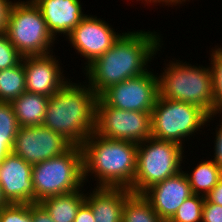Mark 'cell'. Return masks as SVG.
I'll use <instances>...</instances> for the list:
<instances>
[{
    "instance_id": "31",
    "label": "cell",
    "mask_w": 222,
    "mask_h": 222,
    "mask_svg": "<svg viewBox=\"0 0 222 222\" xmlns=\"http://www.w3.org/2000/svg\"><path fill=\"white\" fill-rule=\"evenodd\" d=\"M220 126L219 128H216V137L214 140V158L213 160L220 166L221 170H222V121L220 122Z\"/></svg>"
},
{
    "instance_id": "9",
    "label": "cell",
    "mask_w": 222,
    "mask_h": 222,
    "mask_svg": "<svg viewBox=\"0 0 222 222\" xmlns=\"http://www.w3.org/2000/svg\"><path fill=\"white\" fill-rule=\"evenodd\" d=\"M151 112L121 110L97 99L94 133L98 136L140 143L151 138Z\"/></svg>"
},
{
    "instance_id": "1",
    "label": "cell",
    "mask_w": 222,
    "mask_h": 222,
    "mask_svg": "<svg viewBox=\"0 0 222 222\" xmlns=\"http://www.w3.org/2000/svg\"><path fill=\"white\" fill-rule=\"evenodd\" d=\"M153 31L124 32L103 55L84 68L90 88L100 96L110 86L146 72L148 62L161 47Z\"/></svg>"
},
{
    "instance_id": "25",
    "label": "cell",
    "mask_w": 222,
    "mask_h": 222,
    "mask_svg": "<svg viewBox=\"0 0 222 222\" xmlns=\"http://www.w3.org/2000/svg\"><path fill=\"white\" fill-rule=\"evenodd\" d=\"M211 69L213 74V95L215 99V113H222V48L212 49Z\"/></svg>"
},
{
    "instance_id": "19",
    "label": "cell",
    "mask_w": 222,
    "mask_h": 222,
    "mask_svg": "<svg viewBox=\"0 0 222 222\" xmlns=\"http://www.w3.org/2000/svg\"><path fill=\"white\" fill-rule=\"evenodd\" d=\"M82 190L45 198L39 203L54 222H73L79 207L85 202L86 194Z\"/></svg>"
},
{
    "instance_id": "27",
    "label": "cell",
    "mask_w": 222,
    "mask_h": 222,
    "mask_svg": "<svg viewBox=\"0 0 222 222\" xmlns=\"http://www.w3.org/2000/svg\"><path fill=\"white\" fill-rule=\"evenodd\" d=\"M23 56L9 41L7 35L0 34V70L18 65Z\"/></svg>"
},
{
    "instance_id": "13",
    "label": "cell",
    "mask_w": 222,
    "mask_h": 222,
    "mask_svg": "<svg viewBox=\"0 0 222 222\" xmlns=\"http://www.w3.org/2000/svg\"><path fill=\"white\" fill-rule=\"evenodd\" d=\"M32 167L13 152L0 163V186L8 204L35 203Z\"/></svg>"
},
{
    "instance_id": "14",
    "label": "cell",
    "mask_w": 222,
    "mask_h": 222,
    "mask_svg": "<svg viewBox=\"0 0 222 222\" xmlns=\"http://www.w3.org/2000/svg\"><path fill=\"white\" fill-rule=\"evenodd\" d=\"M61 68L53 52L24 57L26 92L47 97L56 93L68 82Z\"/></svg>"
},
{
    "instance_id": "33",
    "label": "cell",
    "mask_w": 222,
    "mask_h": 222,
    "mask_svg": "<svg viewBox=\"0 0 222 222\" xmlns=\"http://www.w3.org/2000/svg\"><path fill=\"white\" fill-rule=\"evenodd\" d=\"M205 198L211 203L222 206V178Z\"/></svg>"
},
{
    "instance_id": "18",
    "label": "cell",
    "mask_w": 222,
    "mask_h": 222,
    "mask_svg": "<svg viewBox=\"0 0 222 222\" xmlns=\"http://www.w3.org/2000/svg\"><path fill=\"white\" fill-rule=\"evenodd\" d=\"M49 97L24 92L11 105L20 127L42 126Z\"/></svg>"
},
{
    "instance_id": "21",
    "label": "cell",
    "mask_w": 222,
    "mask_h": 222,
    "mask_svg": "<svg viewBox=\"0 0 222 222\" xmlns=\"http://www.w3.org/2000/svg\"><path fill=\"white\" fill-rule=\"evenodd\" d=\"M26 92L24 57L11 68L0 70V101L11 102Z\"/></svg>"
},
{
    "instance_id": "6",
    "label": "cell",
    "mask_w": 222,
    "mask_h": 222,
    "mask_svg": "<svg viewBox=\"0 0 222 222\" xmlns=\"http://www.w3.org/2000/svg\"><path fill=\"white\" fill-rule=\"evenodd\" d=\"M183 152L184 146L153 137L138 143L136 173L129 190L143 194L151 186L180 172Z\"/></svg>"
},
{
    "instance_id": "24",
    "label": "cell",
    "mask_w": 222,
    "mask_h": 222,
    "mask_svg": "<svg viewBox=\"0 0 222 222\" xmlns=\"http://www.w3.org/2000/svg\"><path fill=\"white\" fill-rule=\"evenodd\" d=\"M19 127L11 103L0 101V143H14Z\"/></svg>"
},
{
    "instance_id": "16",
    "label": "cell",
    "mask_w": 222,
    "mask_h": 222,
    "mask_svg": "<svg viewBox=\"0 0 222 222\" xmlns=\"http://www.w3.org/2000/svg\"><path fill=\"white\" fill-rule=\"evenodd\" d=\"M40 9L47 29L55 38L57 34L67 37L85 16L80 0H33Z\"/></svg>"
},
{
    "instance_id": "35",
    "label": "cell",
    "mask_w": 222,
    "mask_h": 222,
    "mask_svg": "<svg viewBox=\"0 0 222 222\" xmlns=\"http://www.w3.org/2000/svg\"><path fill=\"white\" fill-rule=\"evenodd\" d=\"M8 203L4 200L2 191H1V186H0V207L7 205Z\"/></svg>"
},
{
    "instance_id": "15",
    "label": "cell",
    "mask_w": 222,
    "mask_h": 222,
    "mask_svg": "<svg viewBox=\"0 0 222 222\" xmlns=\"http://www.w3.org/2000/svg\"><path fill=\"white\" fill-rule=\"evenodd\" d=\"M162 221H169L183 202L193 195L185 171L159 182L142 194Z\"/></svg>"
},
{
    "instance_id": "12",
    "label": "cell",
    "mask_w": 222,
    "mask_h": 222,
    "mask_svg": "<svg viewBox=\"0 0 222 222\" xmlns=\"http://www.w3.org/2000/svg\"><path fill=\"white\" fill-rule=\"evenodd\" d=\"M106 21L95 16L85 15L71 34L66 37L70 44L87 62L85 68L108 51L120 37Z\"/></svg>"
},
{
    "instance_id": "4",
    "label": "cell",
    "mask_w": 222,
    "mask_h": 222,
    "mask_svg": "<svg viewBox=\"0 0 222 222\" xmlns=\"http://www.w3.org/2000/svg\"><path fill=\"white\" fill-rule=\"evenodd\" d=\"M171 61L158 77L159 96L198 106L208 116L215 114L211 67Z\"/></svg>"
},
{
    "instance_id": "30",
    "label": "cell",
    "mask_w": 222,
    "mask_h": 222,
    "mask_svg": "<svg viewBox=\"0 0 222 222\" xmlns=\"http://www.w3.org/2000/svg\"><path fill=\"white\" fill-rule=\"evenodd\" d=\"M32 222H54L40 203H32Z\"/></svg>"
},
{
    "instance_id": "8",
    "label": "cell",
    "mask_w": 222,
    "mask_h": 222,
    "mask_svg": "<svg viewBox=\"0 0 222 222\" xmlns=\"http://www.w3.org/2000/svg\"><path fill=\"white\" fill-rule=\"evenodd\" d=\"M5 34L23 57L53 52L55 39L33 0L14 2Z\"/></svg>"
},
{
    "instance_id": "23",
    "label": "cell",
    "mask_w": 222,
    "mask_h": 222,
    "mask_svg": "<svg viewBox=\"0 0 222 222\" xmlns=\"http://www.w3.org/2000/svg\"><path fill=\"white\" fill-rule=\"evenodd\" d=\"M204 200V196L191 195L168 222H202Z\"/></svg>"
},
{
    "instance_id": "34",
    "label": "cell",
    "mask_w": 222,
    "mask_h": 222,
    "mask_svg": "<svg viewBox=\"0 0 222 222\" xmlns=\"http://www.w3.org/2000/svg\"><path fill=\"white\" fill-rule=\"evenodd\" d=\"M14 143H0V163L12 152Z\"/></svg>"
},
{
    "instance_id": "3",
    "label": "cell",
    "mask_w": 222,
    "mask_h": 222,
    "mask_svg": "<svg viewBox=\"0 0 222 222\" xmlns=\"http://www.w3.org/2000/svg\"><path fill=\"white\" fill-rule=\"evenodd\" d=\"M83 177L96 176L97 187L130 189L136 173L138 144L109 139L94 132L82 145ZM91 174V175H89ZM86 179V180H85Z\"/></svg>"
},
{
    "instance_id": "11",
    "label": "cell",
    "mask_w": 222,
    "mask_h": 222,
    "mask_svg": "<svg viewBox=\"0 0 222 222\" xmlns=\"http://www.w3.org/2000/svg\"><path fill=\"white\" fill-rule=\"evenodd\" d=\"M72 144L61 134L44 126L19 127L12 152L34 165L61 155Z\"/></svg>"
},
{
    "instance_id": "2",
    "label": "cell",
    "mask_w": 222,
    "mask_h": 222,
    "mask_svg": "<svg viewBox=\"0 0 222 222\" xmlns=\"http://www.w3.org/2000/svg\"><path fill=\"white\" fill-rule=\"evenodd\" d=\"M69 81L49 97L42 126L81 146L94 132L98 95L85 83ZM87 86V87H86Z\"/></svg>"
},
{
    "instance_id": "20",
    "label": "cell",
    "mask_w": 222,
    "mask_h": 222,
    "mask_svg": "<svg viewBox=\"0 0 222 222\" xmlns=\"http://www.w3.org/2000/svg\"><path fill=\"white\" fill-rule=\"evenodd\" d=\"M193 194L206 197L222 178L220 166L212 159L201 161L191 173L186 172Z\"/></svg>"
},
{
    "instance_id": "28",
    "label": "cell",
    "mask_w": 222,
    "mask_h": 222,
    "mask_svg": "<svg viewBox=\"0 0 222 222\" xmlns=\"http://www.w3.org/2000/svg\"><path fill=\"white\" fill-rule=\"evenodd\" d=\"M202 222H222V206L211 203L205 198Z\"/></svg>"
},
{
    "instance_id": "10",
    "label": "cell",
    "mask_w": 222,
    "mask_h": 222,
    "mask_svg": "<svg viewBox=\"0 0 222 222\" xmlns=\"http://www.w3.org/2000/svg\"><path fill=\"white\" fill-rule=\"evenodd\" d=\"M158 95V76L148 71L110 86L99 97L110 107L151 112Z\"/></svg>"
},
{
    "instance_id": "22",
    "label": "cell",
    "mask_w": 222,
    "mask_h": 222,
    "mask_svg": "<svg viewBox=\"0 0 222 222\" xmlns=\"http://www.w3.org/2000/svg\"><path fill=\"white\" fill-rule=\"evenodd\" d=\"M122 222H163L142 194L132 193L122 210Z\"/></svg>"
},
{
    "instance_id": "5",
    "label": "cell",
    "mask_w": 222,
    "mask_h": 222,
    "mask_svg": "<svg viewBox=\"0 0 222 222\" xmlns=\"http://www.w3.org/2000/svg\"><path fill=\"white\" fill-rule=\"evenodd\" d=\"M35 203L45 198L67 194L83 188V154L81 146L72 145L61 155L32 167Z\"/></svg>"
},
{
    "instance_id": "29",
    "label": "cell",
    "mask_w": 222,
    "mask_h": 222,
    "mask_svg": "<svg viewBox=\"0 0 222 222\" xmlns=\"http://www.w3.org/2000/svg\"><path fill=\"white\" fill-rule=\"evenodd\" d=\"M11 0H0V34L6 33L12 6Z\"/></svg>"
},
{
    "instance_id": "17",
    "label": "cell",
    "mask_w": 222,
    "mask_h": 222,
    "mask_svg": "<svg viewBox=\"0 0 222 222\" xmlns=\"http://www.w3.org/2000/svg\"><path fill=\"white\" fill-rule=\"evenodd\" d=\"M88 194L85 202L91 207L95 222H122L125 200L132 194L128 188L96 186Z\"/></svg>"
},
{
    "instance_id": "7",
    "label": "cell",
    "mask_w": 222,
    "mask_h": 222,
    "mask_svg": "<svg viewBox=\"0 0 222 222\" xmlns=\"http://www.w3.org/2000/svg\"><path fill=\"white\" fill-rule=\"evenodd\" d=\"M216 114L208 116L198 106L158 95L151 111V135L155 139L172 141L182 146L186 137H192L200 131Z\"/></svg>"
},
{
    "instance_id": "26",
    "label": "cell",
    "mask_w": 222,
    "mask_h": 222,
    "mask_svg": "<svg viewBox=\"0 0 222 222\" xmlns=\"http://www.w3.org/2000/svg\"><path fill=\"white\" fill-rule=\"evenodd\" d=\"M0 222H32V203L7 204L0 207Z\"/></svg>"
},
{
    "instance_id": "32",
    "label": "cell",
    "mask_w": 222,
    "mask_h": 222,
    "mask_svg": "<svg viewBox=\"0 0 222 222\" xmlns=\"http://www.w3.org/2000/svg\"><path fill=\"white\" fill-rule=\"evenodd\" d=\"M73 222H95L94 214L91 207L84 202L77 212V215Z\"/></svg>"
}]
</instances>
